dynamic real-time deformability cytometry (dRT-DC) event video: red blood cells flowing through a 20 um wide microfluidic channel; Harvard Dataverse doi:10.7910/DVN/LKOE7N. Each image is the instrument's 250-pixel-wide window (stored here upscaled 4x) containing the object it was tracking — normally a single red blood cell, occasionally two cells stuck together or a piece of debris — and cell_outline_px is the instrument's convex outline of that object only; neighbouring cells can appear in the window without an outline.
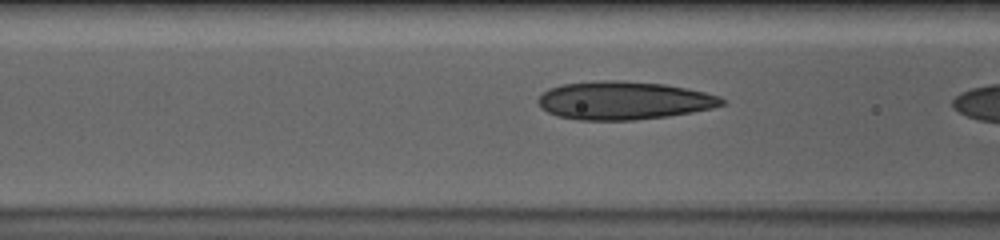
{"species": "human", "species_latin": "Homo sapiens", "temperature_condition": "cold", "stored_images_in_passage": 7, "camera_frame_rate_fps": 3000, "um_per_image_px": 0.085, "donor": {"sex": "male"}, "frame": {"image": 1, "passage_image": 6, "time_ms": 1.667, "image_size_px": [1000, 240], "cell_outline_px": [[724, 104], [712, 108], [692, 112], [668, 116], [636, 120], [580, 120], [556, 116], [540, 108], [536, 100], [548, 88], [564, 84], [600, 80], [620, 80], [664, 84], [704, 92], [720, 96], [724, 100]], "centroid_in_image_um": [52.98, 8.54], "position_along_channel_um": 113.6, "area_um2": 40.92}}